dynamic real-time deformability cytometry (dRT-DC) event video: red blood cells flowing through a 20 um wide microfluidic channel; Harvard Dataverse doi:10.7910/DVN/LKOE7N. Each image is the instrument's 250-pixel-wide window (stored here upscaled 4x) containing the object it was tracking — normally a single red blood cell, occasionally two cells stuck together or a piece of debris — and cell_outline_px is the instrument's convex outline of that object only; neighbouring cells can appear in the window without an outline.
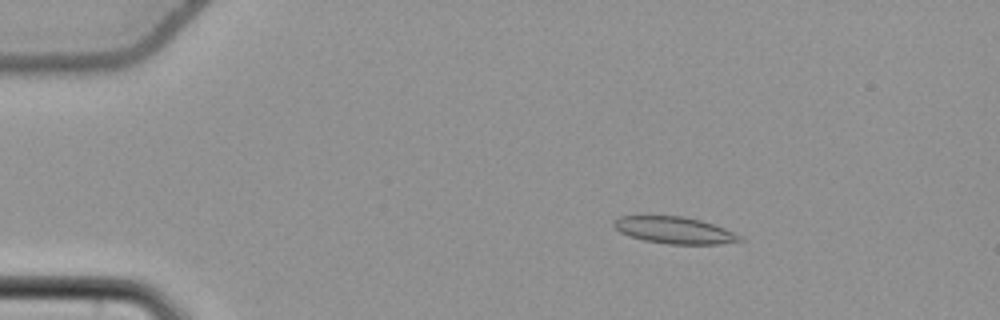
{"species": "common noctule bat (a hibernating species)", "species_latin": "Nyctalus noctula", "temperature_condition": "cold", "stored_images_in_passage": 18, "camera_frame_rate_fps": 3000, "um_per_image_px": 0.085, "animal": {"sex": "female", "body_mass_g": 22.7, "forearm_length_mm": 54.2}, "frame": {"image": 1, "passage_image": 10, "time_ms": 3.0, "image_size_px": [1000, 320], "cell_outline_px": [[748, 240], [720, 244], [668, 244], [644, 240], [628, 236], [620, 232], [612, 224], [612, 220], [616, 216], [684, 216], [700, 220], [724, 228]], "centroid_in_image_um": [57.3, 19.57], "position_along_channel_um": 27.7, "area_um2": 19.77}}